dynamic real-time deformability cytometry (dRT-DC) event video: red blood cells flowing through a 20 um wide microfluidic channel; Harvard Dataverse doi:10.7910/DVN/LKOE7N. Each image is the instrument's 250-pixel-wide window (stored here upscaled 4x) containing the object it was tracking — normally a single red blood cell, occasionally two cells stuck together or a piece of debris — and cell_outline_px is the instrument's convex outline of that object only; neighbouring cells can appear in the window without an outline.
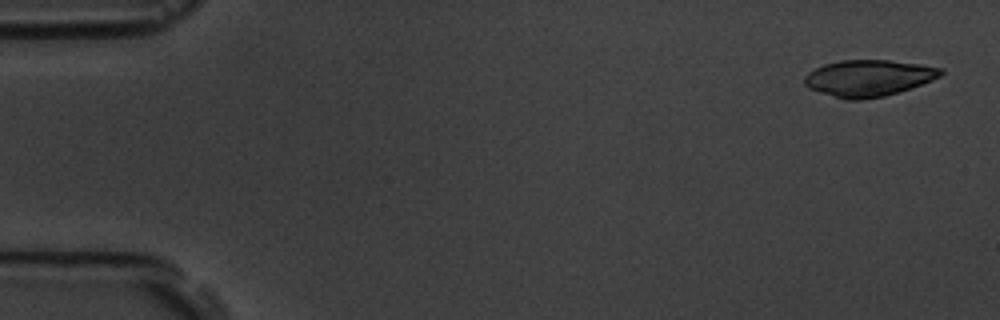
{"species": "common noctule bat (a hibernating species)", "species_latin": "Nyctalus noctula", "temperature_condition": "room temperature", "stored_images_in_passage": 4, "camera_frame_rate_fps": 3000, "um_per_image_px": 0.085, "animal": {"sex": "male", "body_mass_g": 19.5, "forearm_length_mm": 54.6}, "frame": {"image": 1, "passage_image": 1, "time_ms": 0.0, "image_size_px": [1000, 320], "cell_outline_px": [[944, 72], [940, 76], [932, 80], [884, 96], [860, 100], [848, 100], [820, 92], [808, 88], [804, 84], [804, 76], [808, 72], [824, 64], [840, 60], [888, 60], [920, 64], [944, 68]], "centroid_in_image_um": [73.81, 6.62], "position_along_channel_um": 11.2, "area_um2": 28.78}}